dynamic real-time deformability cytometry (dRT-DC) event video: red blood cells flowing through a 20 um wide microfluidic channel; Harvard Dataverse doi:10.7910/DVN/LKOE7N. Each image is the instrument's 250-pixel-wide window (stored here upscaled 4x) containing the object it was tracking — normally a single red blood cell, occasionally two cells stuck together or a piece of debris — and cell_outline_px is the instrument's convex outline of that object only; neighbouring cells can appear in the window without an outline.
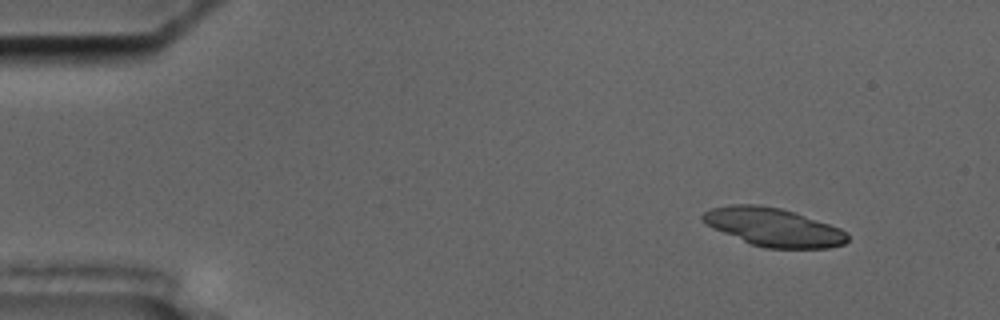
{"species": "common noctule bat (a hibernating species)", "species_latin": "Nyctalus noctula", "temperature_condition": "cold", "stored_images_in_passage": 52, "segment_of_instrument_passage": [1, 2], "camera_frame_rate_fps": 3000, "um_per_image_px": 0.085, "animal": {"sex": "male", "body_mass_g": 17.5, "forearm_length_mm": 52.3}, "frame": {"image": 1, "passage_image": 1, "time_ms": 0.0, "image_size_px": [1000, 320], "cell_outline_px": [[848, 240], [844, 244], [828, 248], [764, 248], [752, 244], [712, 228], [700, 220], [700, 216], [704, 212], [712, 208], [732, 204], [756, 204], [780, 208], [796, 212], [840, 228], [848, 232]], "centroid_in_image_um": [65.74, 19.3], "position_along_channel_um": 19.3, "area_um2": 32.37}}